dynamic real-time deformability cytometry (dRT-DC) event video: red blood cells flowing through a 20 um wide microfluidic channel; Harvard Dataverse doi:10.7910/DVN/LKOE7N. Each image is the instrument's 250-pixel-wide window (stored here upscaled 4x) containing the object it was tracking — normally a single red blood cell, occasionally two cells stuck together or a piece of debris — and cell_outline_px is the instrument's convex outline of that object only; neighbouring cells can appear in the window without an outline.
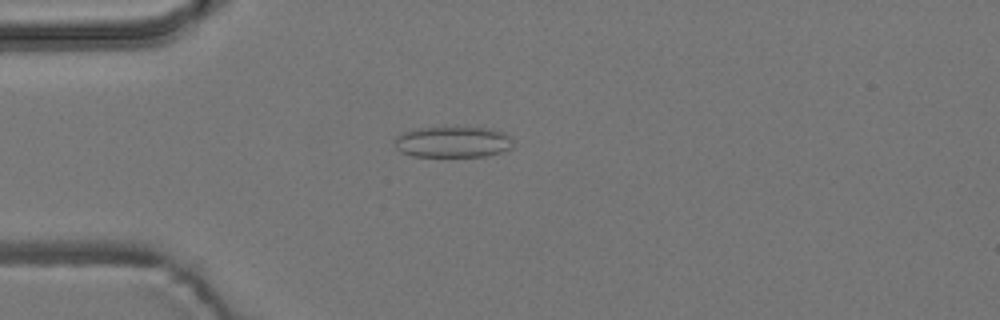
{"species": "common noctule bat (a hibernating species)", "species_latin": "Nyctalus noctula", "temperature_condition": "room temperature", "stored_images_in_passage": 54, "camera_frame_rate_fps": 3000, "um_per_image_px": 0.085, "animal": {"sex": "male", "body_mass_g": 19.2, "forearm_length_mm": 51.8}, "frame": {"image": 1, "passage_image": 14, "time_ms": 4.333, "image_size_px": [1000, 320], "cell_outline_px": [[512, 148], [500, 152], [484, 156], [412, 156], [400, 152], [396, 148], [392, 140], [400, 132], [416, 128], [488, 128], [504, 132], [512, 136]], "centroid_in_image_um": [38.44, 12.06], "position_along_channel_um": 46.6, "area_um2": 21.56}}
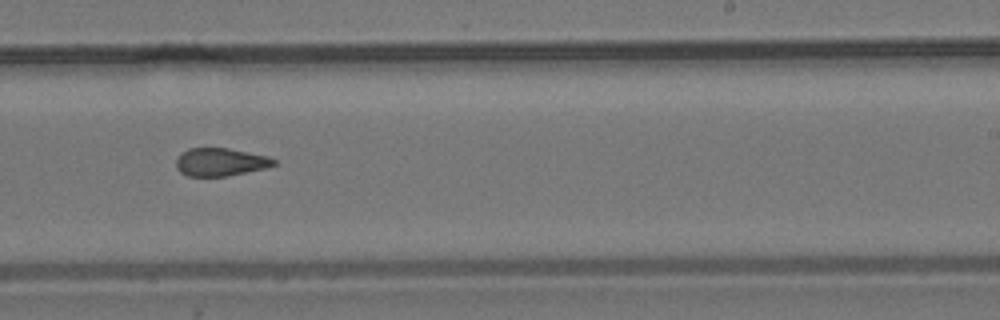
{"frame": {"image": 2, "passage_image": 33, "time_ms": 10.667, "image_size_px": [1000, 320], "cell_outline_px": [[276, 164], [264, 168], [228, 176], [188, 176], [180, 172], [176, 168], [176, 160], [180, 152], [188, 148], [228, 148], [268, 156], [276, 160]], "centroid_in_image_um": [18.7, 13.77], "position_along_channel_um": 270.3, "area_um2": 15.95}}
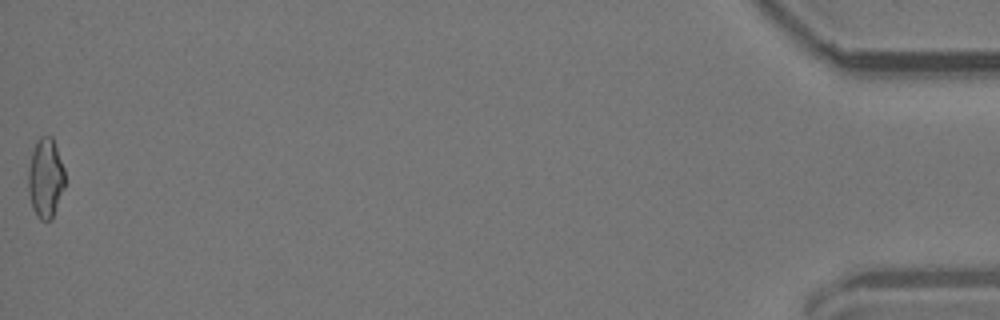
{"frame": {"image": 3, "passage_image": 54, "time_ms": 17.667, "image_size_px": [1000, 320], "cell_outline_px": [[64, 188], [52, 220], [40, 220], [36, 216], [32, 208], [28, 192], [28, 168], [32, 152], [36, 140], [40, 136], [52, 136], [64, 168]], "centroid_in_image_um": [3.86, 15.15], "position_along_channel_um": 431.3, "area_um2": 17.17}, "authors_computed_cell_mechanics": {"area_um2": 16.9932, "velocity_mm_per_s": 3.7779, "shape_relaxation_time_tau1_ms": null, "shape_relaxation_time_tau2_ms": 2.0674, "deformation_change_tau1": null, "deformation_change_tau2": 0.1063}}